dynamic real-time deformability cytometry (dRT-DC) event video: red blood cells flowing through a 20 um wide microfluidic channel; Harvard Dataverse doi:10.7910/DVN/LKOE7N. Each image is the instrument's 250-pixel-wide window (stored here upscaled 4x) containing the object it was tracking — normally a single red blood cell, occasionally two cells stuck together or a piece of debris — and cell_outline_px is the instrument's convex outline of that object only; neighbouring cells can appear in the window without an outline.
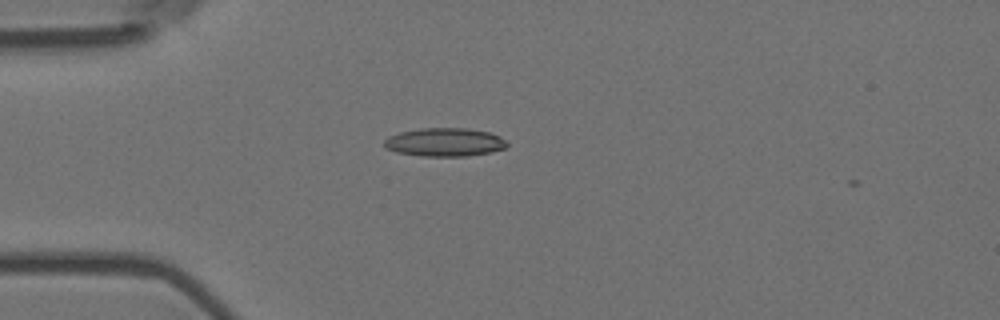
{"species": "Egyptian fruit bat (a non-hibernating species)", "species_latin": "Rousettus aegyptiacus", "temperature_condition": "room temperature", "stored_images_in_passage": 4, "camera_frame_rate_fps": 3000, "um_per_image_px": 0.085, "animal": {"sex": "female"}, "frame": {"image": 1, "passage_image": 2, "time_ms": 0.333, "image_size_px": [1000, 320], "cell_outline_px": [[508, 144], [504, 148], [492, 152], [468, 156], [424, 156], [396, 152], [384, 148], [384, 140], [388, 136], [400, 132], [420, 128], [468, 128], [488, 132], [500, 136]], "centroid_in_image_um": [37.78, 12.08], "position_along_channel_um": 47.2, "area_um2": 20.4}}